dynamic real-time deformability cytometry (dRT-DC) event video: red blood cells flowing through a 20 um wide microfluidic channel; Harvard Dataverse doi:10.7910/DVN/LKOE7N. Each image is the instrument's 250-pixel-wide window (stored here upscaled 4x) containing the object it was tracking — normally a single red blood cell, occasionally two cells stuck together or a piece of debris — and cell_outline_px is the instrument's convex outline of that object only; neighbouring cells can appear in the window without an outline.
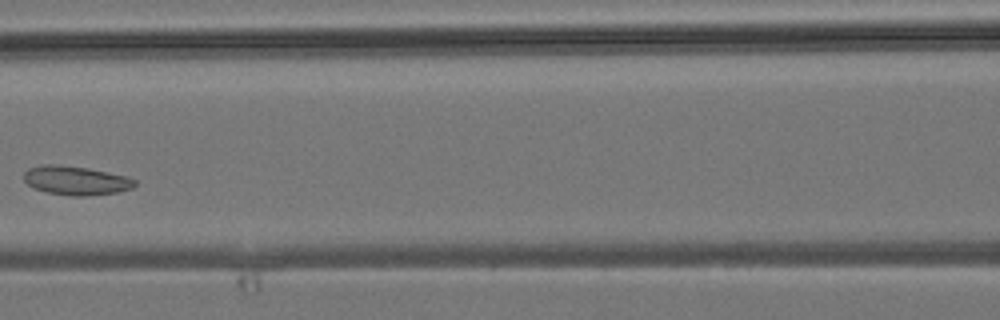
{"species": "common noctule bat (a hibernating species)", "species_latin": "Nyctalus noctula", "temperature_condition": "room temperature", "stored_images_in_passage": 4, "camera_frame_rate_fps": 3000, "um_per_image_px": 0.085, "animal": {"sex": "male", "body_mass_g": 19.2, "forearm_length_mm": 51.8}, "frame": {"image": 1, "passage_image": 4, "time_ms": 3.333, "image_size_px": [1000, 320], "cell_outline_px": [[136, 184], [132, 188], [116, 192], [88, 196], [72, 196], [48, 192], [32, 188], [24, 180], [24, 172], [28, 168], [40, 164], [56, 164], [88, 168], [124, 176], [136, 180]], "centroid_in_image_um": [6.4, 15.34], "position_along_channel_um": 160.2, "area_um2": 18.67}}